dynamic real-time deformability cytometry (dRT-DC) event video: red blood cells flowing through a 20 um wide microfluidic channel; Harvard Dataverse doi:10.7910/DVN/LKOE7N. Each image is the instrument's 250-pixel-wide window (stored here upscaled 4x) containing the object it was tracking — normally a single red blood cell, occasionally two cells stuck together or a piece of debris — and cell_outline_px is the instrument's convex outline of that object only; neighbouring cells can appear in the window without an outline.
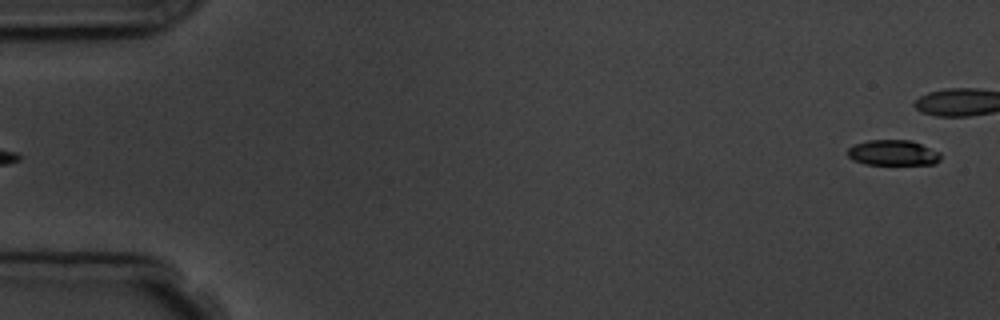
{"species": "common noctule bat (a hibernating species)", "species_latin": "Nyctalus noctula", "temperature_condition": "room temperature", "stored_images_in_passage": 5, "segment_of_instrument_passage": [2, 2], "camera_frame_rate_fps": 3000, "um_per_image_px": 0.085, "animal": {"sex": "male", "body_mass_g": 19.5, "forearm_length_mm": 54.6}, "frame": {"image": 1, "passage_image": 5, "time_ms": 4.667, "image_size_px": [1000, 320], "cell_outline_px": [[940, 160], [936, 164], [864, 164], [852, 160], [848, 156], [848, 148], [856, 144], [868, 140], [912, 140], [940, 152]], "centroid_in_image_um": [75.91, 12.99], "position_along_channel_um": 9.1, "area_um2": 13.81}}